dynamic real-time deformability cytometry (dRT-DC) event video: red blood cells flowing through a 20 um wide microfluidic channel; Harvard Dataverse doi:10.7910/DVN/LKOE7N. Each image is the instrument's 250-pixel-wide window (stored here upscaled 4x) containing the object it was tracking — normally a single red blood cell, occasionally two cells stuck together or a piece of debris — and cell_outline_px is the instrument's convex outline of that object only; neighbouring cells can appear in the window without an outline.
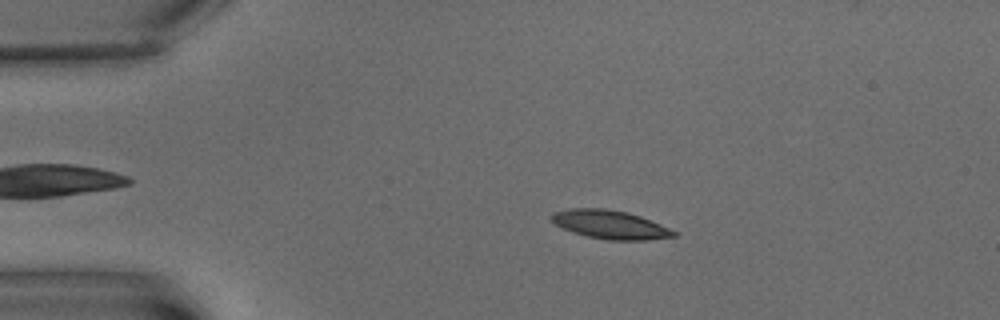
{"species": "common noctule bat (a hibernating species)", "species_latin": "Nyctalus noctula", "temperature_condition": "warm", "stored_images_in_passage": 5, "camera_frame_rate_fps": 3000, "um_per_image_px": 0.085, "animal": {"sex": "male", "body_mass_g": 15.6}, "frame": {"image": 1, "passage_image": 3, "time_ms": 2.333, "image_size_px": [1000, 320], "cell_outline_px": [[676, 236], [648, 240], [608, 240], [588, 236], [572, 232], [556, 224], [548, 216], [552, 212], [572, 208], [604, 208], [628, 212], [640, 216], [660, 224], [676, 232]], "centroid_in_image_um": [51.84, 19.08], "position_along_channel_um": 33.2, "area_um2": 20.29}}